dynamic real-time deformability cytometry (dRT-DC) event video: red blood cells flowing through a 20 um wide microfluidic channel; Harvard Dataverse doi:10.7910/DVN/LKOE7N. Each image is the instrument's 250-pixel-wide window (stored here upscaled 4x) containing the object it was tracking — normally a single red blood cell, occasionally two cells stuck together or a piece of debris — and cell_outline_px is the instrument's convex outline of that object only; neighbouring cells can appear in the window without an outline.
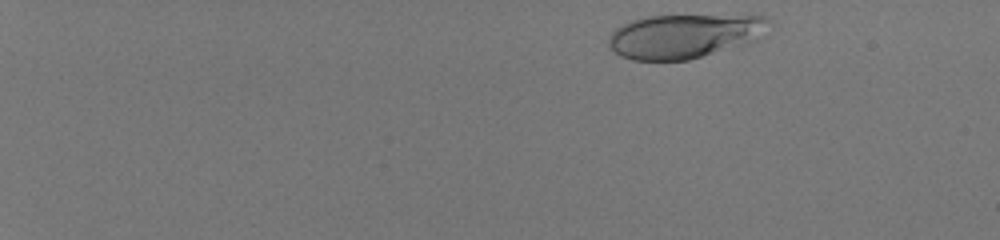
{"species": "human", "species_latin": "Homo sapiens", "temperature_condition": "room temperature", "stored_images_in_passage": 47, "camera_frame_rate_fps": 3000, "um_per_image_px": 0.085, "donor": {"sex": "male"}, "frame": {"image": 1, "passage_image": 2, "time_ms": 0.333, "image_size_px": [1000, 240], "cell_outline_px": [[772, 24], [756, 40], [748, 44], [688, 60], [632, 60], [620, 56], [608, 44], [608, 36], [616, 28], [632, 20], [648, 16], [764, 16], [772, 20]], "centroid_in_image_um": [58.19, 3.07], "position_along_channel_um": 26.8, "area_um2": 41.15}}
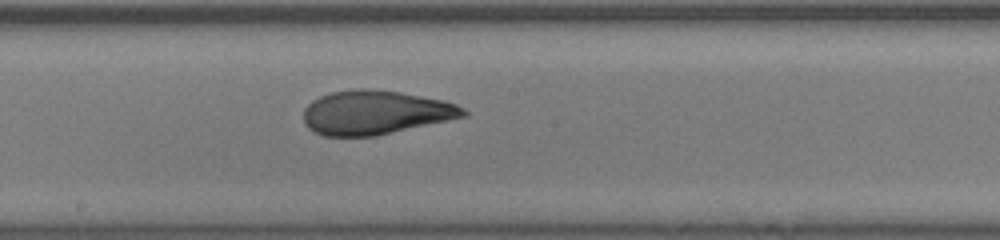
{"frame": {"image": 2, "passage_image": 28, "time_ms": 9.0, "image_size_px": [1000, 240], "cell_outline_px": [[468, 116], [376, 136], [324, 136], [312, 132], [304, 124], [304, 108], [312, 100], [320, 96], [332, 92], [356, 88], [368, 88], [400, 92], [444, 100], [456, 104], [464, 108], [468, 112]], "centroid_in_image_um": [31.9, 9.56], "position_along_channel_um": 216.3, "area_um2": 41.33}}
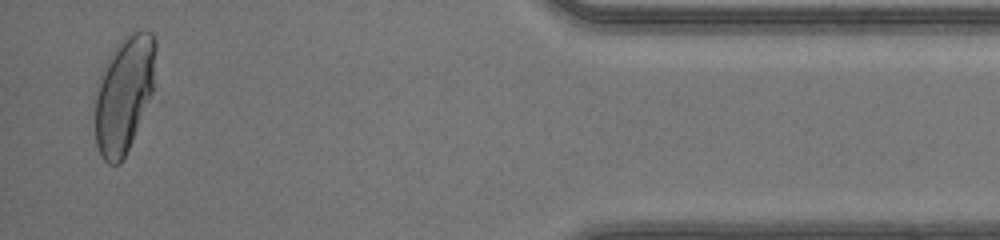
{"frame": {"image": 3, "passage_image": 46, "time_ms": 15.0, "image_size_px": [1000, 240], "cell_outline_px": [[156, 52], [152, 92], [132, 140], [120, 164], [108, 164], [100, 156], [96, 144], [92, 96], [104, 64], [124, 36], [132, 32], [152, 32], [156, 40]], "centroid_in_image_um": [10.49, 8.02], "position_along_channel_um": 424.7, "area_um2": 41.5}, "authors_computed_cell_mechanics": {"area_um2": 40.6334, "velocity_mm_per_s": 4.1942, "shape_relaxation_time_tau1_ms": 7.138, "shape_relaxation_time_tau2_ms": null, "deformation_change_tau1": 0.2933, "deformation_change_tau2": null}}